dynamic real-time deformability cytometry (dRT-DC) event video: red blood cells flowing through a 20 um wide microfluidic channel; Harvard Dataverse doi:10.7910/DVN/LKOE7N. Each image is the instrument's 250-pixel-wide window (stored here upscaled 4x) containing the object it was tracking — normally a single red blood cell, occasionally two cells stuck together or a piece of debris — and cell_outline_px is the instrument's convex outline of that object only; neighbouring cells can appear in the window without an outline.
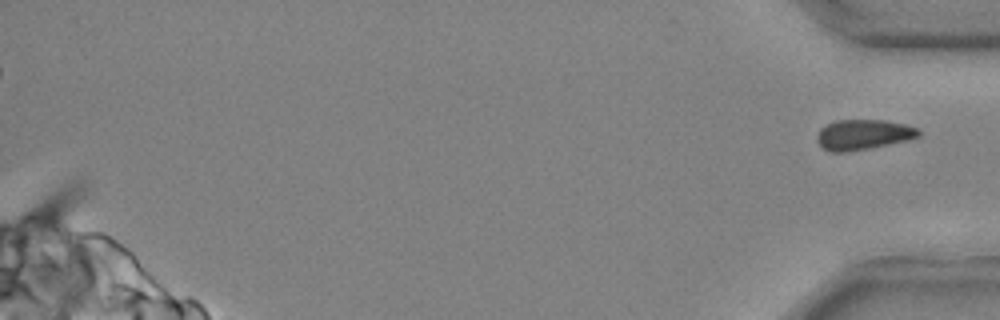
{"species": "common noctule bat (a hibernating species)", "species_latin": "Nyctalus noctula", "temperature_condition": "cold", "stored_images_in_passage": 41, "segment_of_instrument_passage": [2, 2], "camera_frame_rate_fps": 3000, "um_per_image_px": 0.085, "animal": {"sex": "male", "body_mass_g": 20.4}, "frame": {"image": 1, "passage_image": 41, "time_ms": 13.333, "image_size_px": [1000, 320], "cell_outline_px": [[920, 136], [908, 140], [848, 152], [828, 152], [816, 140], [816, 136], [820, 128], [836, 120], [884, 120], [904, 124], [920, 128]], "centroid_in_image_um": [73.37, 11.44], "position_along_channel_um": 361.8, "area_um2": 17.92}}